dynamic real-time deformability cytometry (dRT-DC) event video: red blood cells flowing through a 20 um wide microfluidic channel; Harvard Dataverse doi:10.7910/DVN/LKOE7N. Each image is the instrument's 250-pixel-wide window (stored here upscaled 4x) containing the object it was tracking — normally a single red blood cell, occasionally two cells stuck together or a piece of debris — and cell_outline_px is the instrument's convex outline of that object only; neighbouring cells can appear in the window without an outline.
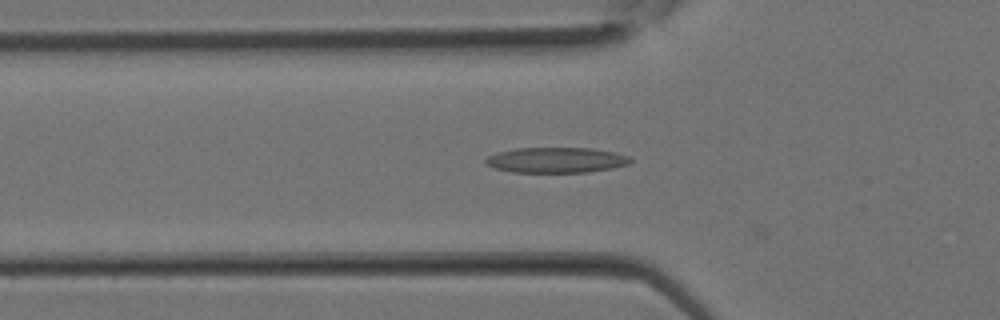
{"species": "Egyptian fruit bat (a non-hibernating species)", "species_latin": "Rousettus aegyptiacus", "temperature_condition": "room temperature", "stored_images_in_passage": 31, "camera_frame_rate_fps": 3000, "um_per_image_px": 0.085, "animal": {"sex": "female"}, "frame": {"image": 1, "passage_image": 10, "time_ms": 3.0, "image_size_px": [1000, 320], "cell_outline_px": [[632, 160], [628, 164], [612, 168], [588, 172], [512, 172], [496, 168], [488, 164], [484, 160], [488, 156], [496, 152], [516, 148], [592, 148], [632, 156]], "centroid_in_image_um": [47.3, 13.6], "position_along_channel_um": 78.5, "area_um2": 21.39}}
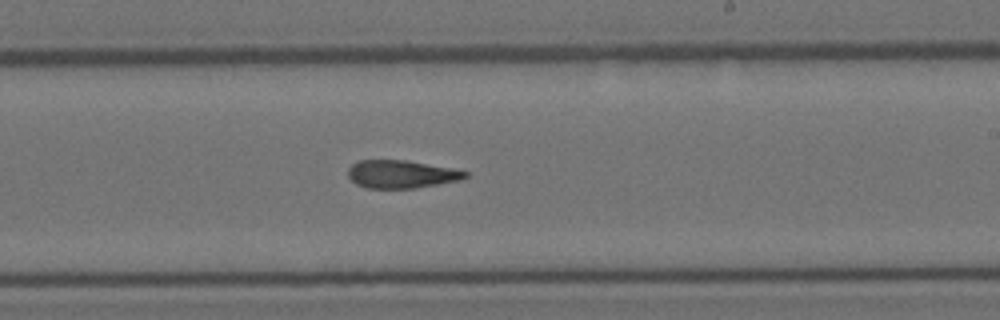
{"frame": {"image": 2, "passage_image": 18, "time_ms": 5.667, "image_size_px": [1000, 320], "cell_outline_px": [[468, 176], [464, 180], [416, 188], [368, 188], [356, 184], [348, 176], [348, 168], [352, 164], [360, 160], [404, 160], [452, 168], [468, 172]], "centroid_in_image_um": [34.14, 14.81], "position_along_channel_um": 254.9, "area_um2": 19.13}}
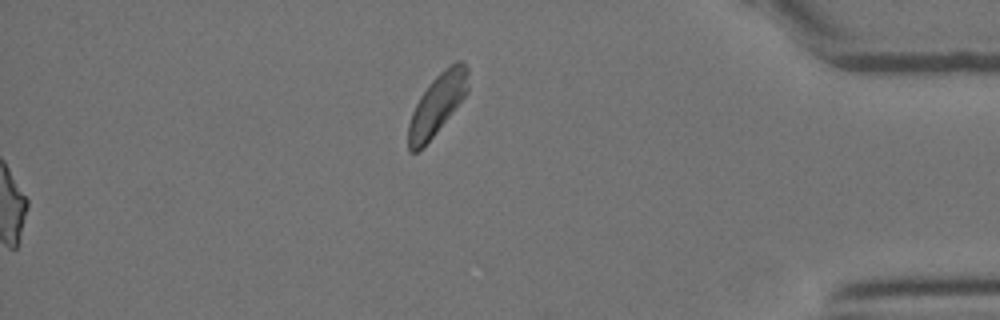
{"frame": {"image": 3, "passage_image": 31, "time_ms": 10.0, "image_size_px": [1000, 320], "cell_outline_px": [[468, 92], [436, 132], [416, 152], [408, 152], [408, 124], [412, 112], [420, 96], [432, 80], [444, 68], [456, 60], [460, 60], [468, 68]], "centroid_in_image_um": [37.16, 8.83], "position_along_channel_um": 398.0, "area_um2": 20.75}}